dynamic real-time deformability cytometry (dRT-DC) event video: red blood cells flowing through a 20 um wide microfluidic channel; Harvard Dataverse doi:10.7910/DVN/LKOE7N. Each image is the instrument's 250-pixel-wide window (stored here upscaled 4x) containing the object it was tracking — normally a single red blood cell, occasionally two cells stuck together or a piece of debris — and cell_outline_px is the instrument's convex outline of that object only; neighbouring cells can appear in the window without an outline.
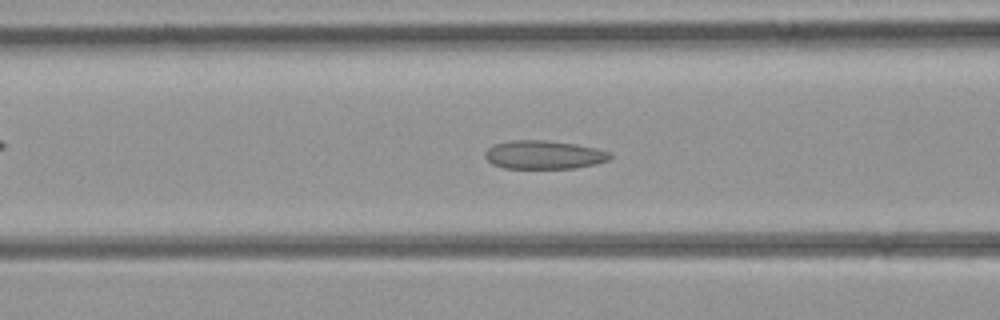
{"species": "common noctule bat (a hibernating species)", "species_latin": "Nyctalus noctula", "temperature_condition": "room temperature", "stored_images_in_passage": 41, "camera_frame_rate_fps": 3000, "um_per_image_px": 0.085, "animal": {"sex": "female", "body_mass_g": 21.9}, "frame": {"image": 1, "passage_image": 14, "time_ms": 4.333, "image_size_px": [1000, 320], "cell_outline_px": [[612, 156], [608, 160], [596, 164], [576, 168], [504, 168], [492, 164], [484, 156], [484, 152], [492, 144], [512, 140], [544, 140], [576, 144], [596, 148], [608, 152]], "centroid_in_image_um": [46.2, 13.15], "position_along_channel_um": 120.4, "area_um2": 20.81}}
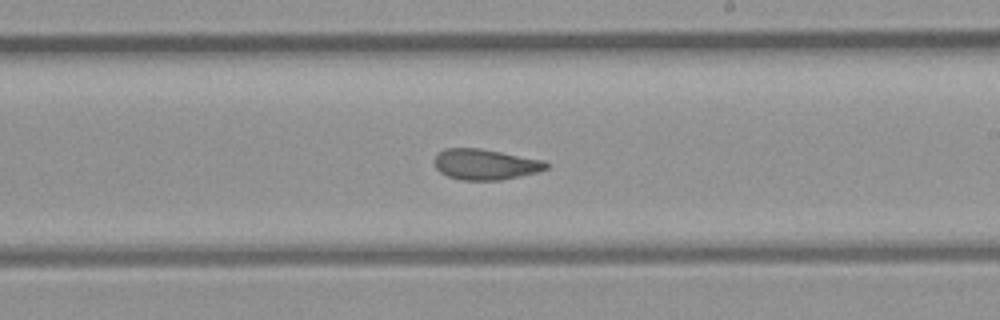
{"frame": {"image": 2, "passage_image": 22, "time_ms": 7.0, "image_size_px": [1000, 320], "cell_outline_px": [[548, 168], [536, 172], [520, 176], [500, 180], [460, 180], [448, 176], [440, 172], [436, 168], [432, 160], [444, 148], [480, 148], [544, 160], [548, 164]], "centroid_in_image_um": [41.22, 13.97], "position_along_channel_um": 247.8, "area_um2": 20.0}}
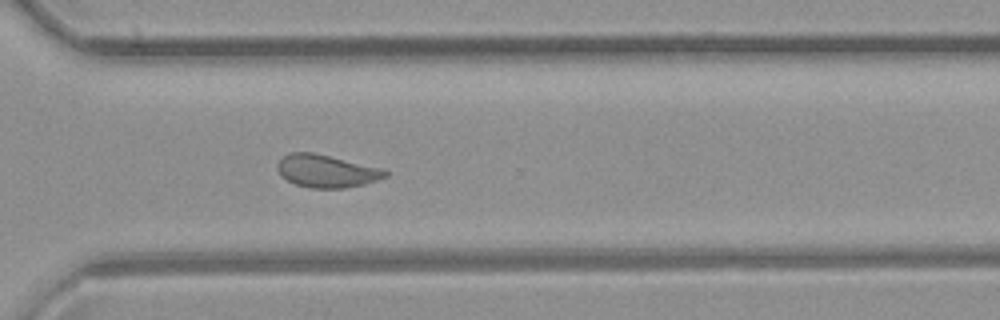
{"frame": {"image": 3, "passage_image": 28, "time_ms": 9.0, "image_size_px": [1000, 320], "cell_outline_px": [[388, 176], [364, 184], [344, 188], [308, 188], [296, 184], [280, 176], [276, 168], [276, 164], [288, 152], [312, 152], [380, 168], [388, 172]], "centroid_in_image_um": [27.7, 14.54], "position_along_channel_um": 342.9, "area_um2": 20.4}}